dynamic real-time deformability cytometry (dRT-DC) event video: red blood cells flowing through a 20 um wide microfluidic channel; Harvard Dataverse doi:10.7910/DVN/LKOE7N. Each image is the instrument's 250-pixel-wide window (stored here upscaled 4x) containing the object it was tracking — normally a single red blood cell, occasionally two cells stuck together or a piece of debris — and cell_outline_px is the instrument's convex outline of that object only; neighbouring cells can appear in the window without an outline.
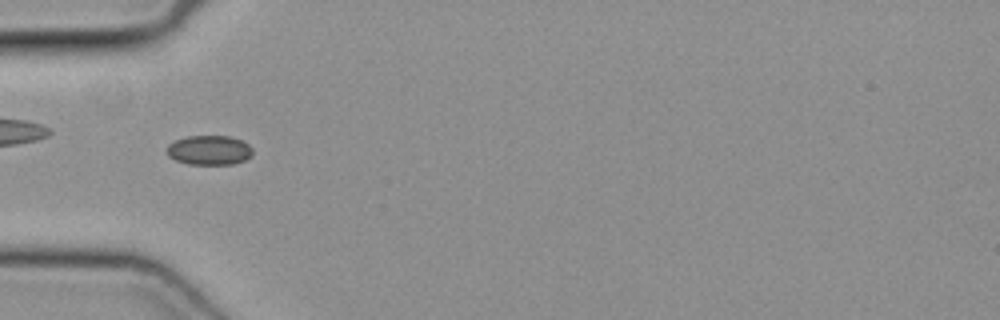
{"species": "common noctule bat (a hibernating species)", "species_latin": "Nyctalus noctula", "temperature_condition": "cold", "stored_images_in_passage": 26, "camera_frame_rate_fps": 3000, "um_per_image_px": 0.085, "animal": {"sex": "female", "body_mass_g": 19.3, "forearm_length_mm": 54.1}, "frame": {"image": 1, "passage_image": 1, "time_ms": 0.0, "image_size_px": [1000, 320], "cell_outline_px": [[252, 156], [244, 160], [232, 164], [188, 164], [176, 160], [168, 156], [164, 148], [168, 144], [176, 140], [188, 136], [228, 136], [240, 140], [248, 144], [252, 148]], "centroid_in_image_um": [17.75, 12.76], "position_along_channel_um": 67.2, "area_um2": 14.8}}
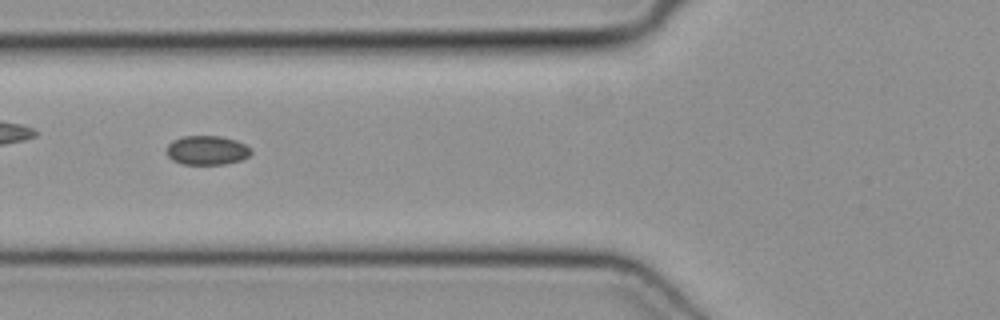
{"frame": {"image": 2, "passage_image": 4, "time_ms": 1.0, "image_size_px": [1000, 320], "cell_outline_px": [[252, 152], [248, 156], [240, 160], [224, 164], [180, 164], [172, 160], [168, 156], [168, 144], [172, 140], [184, 136], [220, 136], [236, 140], [252, 148]], "centroid_in_image_um": [17.6, 12.77], "position_along_channel_um": 108.2, "area_um2": 14.33}}